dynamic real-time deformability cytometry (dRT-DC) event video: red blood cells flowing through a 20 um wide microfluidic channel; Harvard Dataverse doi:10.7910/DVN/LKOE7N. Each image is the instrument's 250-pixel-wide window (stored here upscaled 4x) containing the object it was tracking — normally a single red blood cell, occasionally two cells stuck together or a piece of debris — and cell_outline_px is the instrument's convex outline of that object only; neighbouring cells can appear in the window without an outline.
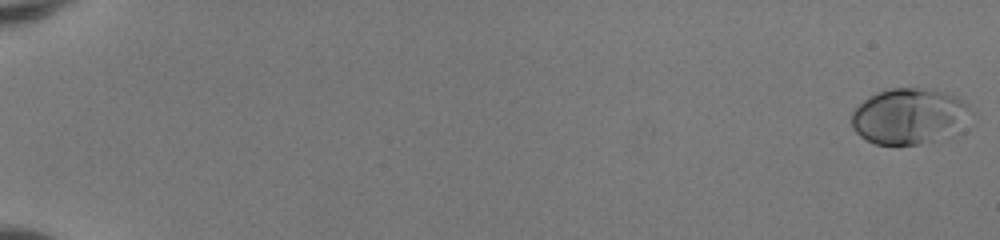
{"species": "human", "species_latin": "Homo sapiens", "temperature_condition": "room temperature", "stored_images_in_passage": 52, "camera_frame_rate_fps": 3000, "um_per_image_px": 0.085, "donor": {"sex": "female"}, "frame": {"image": 1, "passage_image": 1, "time_ms": 0.0, "image_size_px": [1000, 240], "cell_outline_px": [[972, 112], [964, 132], [920, 144], [876, 144], [860, 136], [852, 128], [852, 112], [868, 96], [876, 92], [888, 88], [932, 88], [956, 96], [968, 104]], "centroid_in_image_um": [77.36, 9.87], "position_along_channel_um": 7.6, "area_um2": 39.54}}
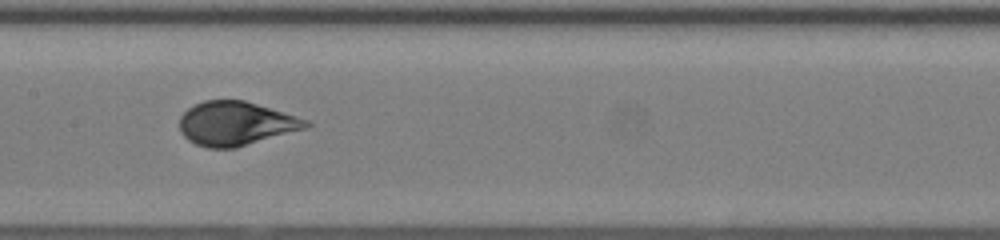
{"frame": {"image": 2, "passage_image": 29, "time_ms": 9.333, "image_size_px": [1000, 240], "cell_outline_px": [[312, 124], [308, 128], [236, 148], [208, 148], [196, 144], [188, 140], [180, 132], [180, 116], [188, 108], [204, 100], [244, 100], [296, 116], [308, 120]], "centroid_in_image_um": [20.05, 10.51], "position_along_channel_um": 187.3, "area_um2": 32.37}}
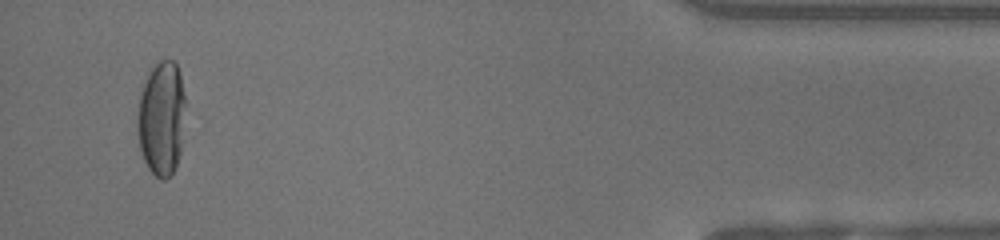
{"frame": {"image": 3, "passage_image": 50, "time_ms": 16.333, "image_size_px": [1000, 240], "cell_outline_px": [[184, 104], [180, 152], [176, 168], [164, 180], [160, 180], [148, 168], [144, 160], [140, 148], [136, 124], [140, 92], [152, 64], [160, 60], [176, 60], [180, 72], [184, 96]], "centroid_in_image_um": [13.7, 10.02], "position_along_channel_um": 421.5, "area_um2": 32.08}, "authors_computed_cell_mechanics": {"area_um2": 33.2928, "velocity_mm_per_s": 4.1668, "shape_relaxation_time_tau1_ms": 4.7831, "shape_relaxation_time_tau2_ms": null, "deformation_change_tau1": 0.2078, "deformation_change_tau2": null}}